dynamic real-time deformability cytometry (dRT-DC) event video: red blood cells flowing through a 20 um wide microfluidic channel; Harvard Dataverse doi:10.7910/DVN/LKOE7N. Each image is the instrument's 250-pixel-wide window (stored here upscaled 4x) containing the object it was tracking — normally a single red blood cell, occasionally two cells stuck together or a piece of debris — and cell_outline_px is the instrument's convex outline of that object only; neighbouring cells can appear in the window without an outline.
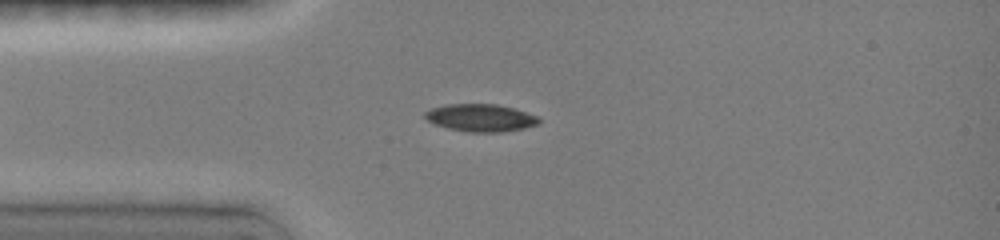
{"species": "common noctule bat (a hibernating species)", "species_latin": "Nyctalus noctula", "temperature_condition": "room temperature", "stored_images_in_passage": 4, "camera_frame_rate_fps": 3000, "um_per_image_px": 0.085, "animal": {"sex": "female", "body_mass_g": 19.0, "forearm_length_mm": 51.5}, "frame": {"image": 1, "passage_image": 1, "time_ms": 0.0, "image_size_px": [1000, 240], "cell_outline_px": [[540, 124], [524, 128], [504, 132], [468, 132], [448, 128], [436, 124], [428, 120], [424, 116], [424, 112], [432, 108], [444, 104], [496, 104], [512, 108], [536, 116], [540, 120]], "centroid_in_image_um": [40.84, 10.01], "position_along_channel_um": 44.2, "area_um2": 18.15}}
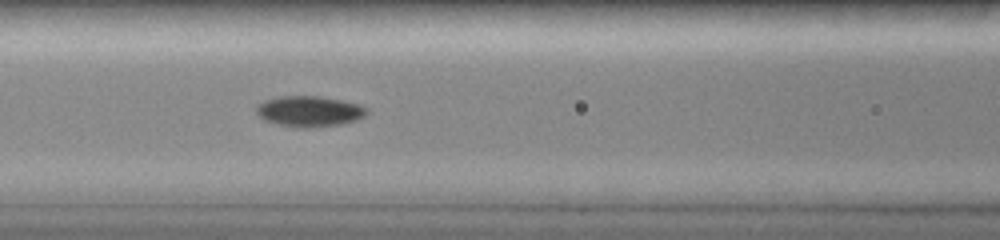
{"frame": {"image": 2, "passage_image": 4, "time_ms": 2.667, "image_size_px": [1000, 240], "cell_outline_px": [[368, 112], [364, 116], [356, 120], [344, 124], [312, 128], [296, 128], [276, 124], [264, 120], [256, 112], [256, 108], [264, 100], [280, 96], [316, 96], [340, 100], [360, 104], [368, 108]], "centroid_in_image_um": [26.31, 9.48], "position_along_channel_um": 140.3, "area_um2": 19.94}}